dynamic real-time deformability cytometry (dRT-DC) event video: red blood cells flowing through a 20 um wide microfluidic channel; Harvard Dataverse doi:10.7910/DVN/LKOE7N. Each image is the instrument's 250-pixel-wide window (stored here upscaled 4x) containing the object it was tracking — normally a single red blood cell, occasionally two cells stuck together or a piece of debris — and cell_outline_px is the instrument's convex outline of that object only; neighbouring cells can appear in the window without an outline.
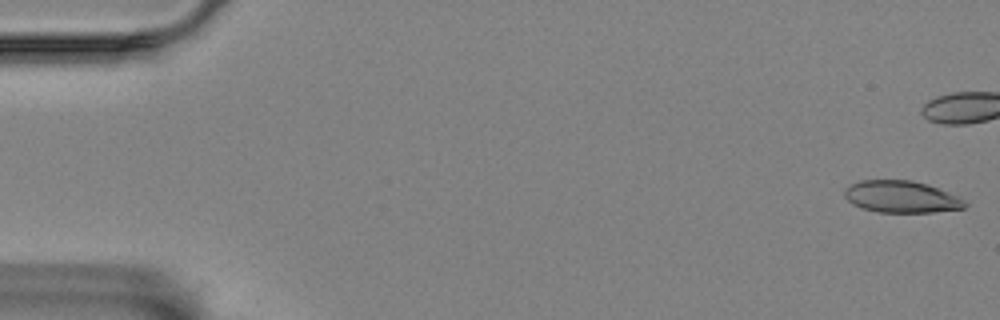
{"species": "Egyptian fruit bat (a non-hibernating species)", "species_latin": "Rousettus aegyptiacus", "temperature_condition": "room temperature", "stored_images_in_passage": 43, "camera_frame_rate_fps": 3000, "um_per_image_px": 0.085, "animal": {"sex": "female"}, "frame": {"image": 1, "passage_image": 1, "time_ms": 0.0, "image_size_px": [1000, 320], "cell_outline_px": [[968, 204], [964, 208], [932, 212], [880, 212], [864, 208], [852, 204], [844, 196], [844, 188], [860, 180], [912, 180], [960, 196]], "centroid_in_image_um": [76.61, 16.72], "position_along_channel_um": 8.4, "area_um2": 22.2}}
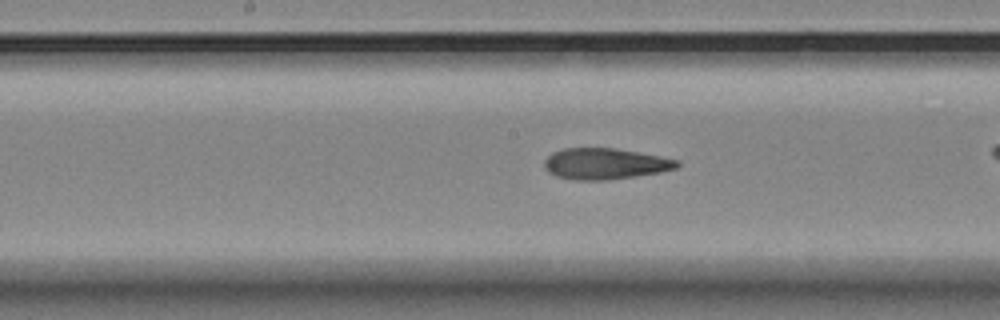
{"frame": {"image": 2, "passage_image": 29, "time_ms": 9.333, "image_size_px": [1000, 320], "cell_outline_px": [[680, 164], [676, 168], [660, 172], [636, 176], [608, 180], [576, 180], [556, 176], [548, 172], [544, 168], [544, 160], [552, 152], [564, 148], [616, 148], [660, 156], [676, 160]], "centroid_in_image_um": [51.39, 13.92], "position_along_channel_um": 196.8, "area_um2": 24.04}}
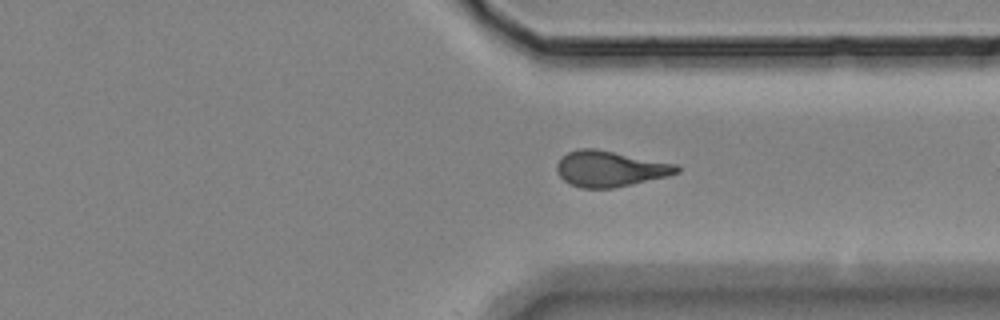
{"frame": {"image": 3, "passage_image": 43, "time_ms": 14.0, "image_size_px": [1000, 320], "cell_outline_px": [[680, 172], [668, 176], [612, 188], [580, 188], [568, 184], [560, 176], [556, 168], [556, 164], [560, 156], [568, 152], [580, 148], [596, 148], [680, 164]], "centroid_in_image_um": [51.86, 14.33], "position_along_channel_um": 359.5, "area_um2": 25.37}}